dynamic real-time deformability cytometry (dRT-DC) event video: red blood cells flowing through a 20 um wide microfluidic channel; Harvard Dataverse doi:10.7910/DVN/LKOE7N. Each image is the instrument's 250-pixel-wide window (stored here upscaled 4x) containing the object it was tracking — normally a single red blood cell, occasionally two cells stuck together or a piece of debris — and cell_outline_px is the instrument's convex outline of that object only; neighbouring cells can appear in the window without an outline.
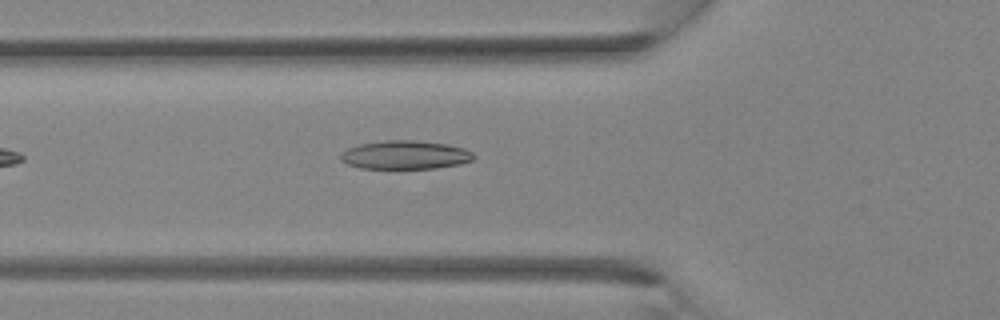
{"species": "Egyptian fruit bat (a non-hibernating species)", "species_latin": "Rousettus aegyptiacus", "temperature_condition": "room temperature", "stored_images_in_passage": 24, "camera_frame_rate_fps": 3000, "um_per_image_px": 0.085, "animal": {"sex": "female"}, "frame": {"image": 1, "passage_image": 2, "time_ms": 0.333, "image_size_px": [1000, 320], "cell_outline_px": [[476, 156], [472, 160], [460, 164], [436, 168], [360, 168], [348, 164], [340, 160], [340, 156], [348, 148], [360, 144], [384, 140], [416, 140], [448, 144], [464, 148], [472, 152]], "centroid_in_image_um": [34.47, 13.16], "position_along_channel_um": 91.3, "area_um2": 22.14}}
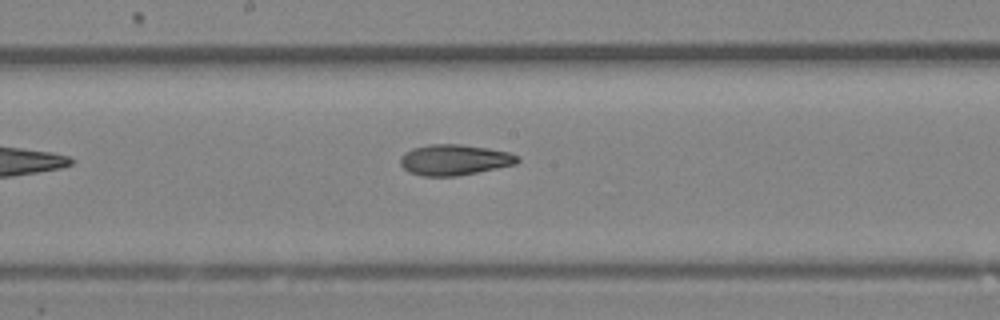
{"frame": {"image": 2, "passage_image": 8, "time_ms": 2.333, "image_size_px": [1000, 320], "cell_outline_px": [[520, 160], [516, 164], [456, 176], [424, 176], [408, 172], [400, 164], [400, 156], [404, 152], [412, 148], [428, 144], [460, 144], [488, 148], [508, 152], [520, 156]], "centroid_in_image_um": [38.6, 13.58], "position_along_channel_um": 209.6, "area_um2": 21.04}}
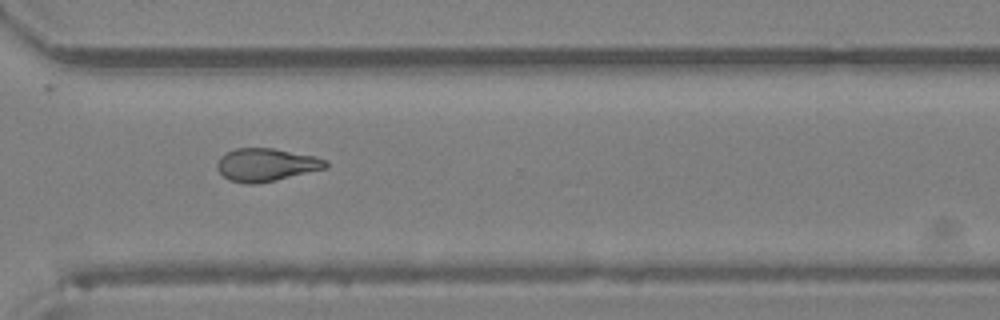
{"frame": {"image": 3, "passage_image": 15, "time_ms": 4.667, "image_size_px": [1000, 320], "cell_outline_px": [[328, 168], [276, 180], [256, 184], [248, 184], [228, 180], [216, 168], [216, 164], [220, 156], [236, 148], [272, 148], [316, 156], [328, 160]], "centroid_in_image_um": [22.65, 14.01], "position_along_channel_um": 348.0, "area_um2": 20.98}}